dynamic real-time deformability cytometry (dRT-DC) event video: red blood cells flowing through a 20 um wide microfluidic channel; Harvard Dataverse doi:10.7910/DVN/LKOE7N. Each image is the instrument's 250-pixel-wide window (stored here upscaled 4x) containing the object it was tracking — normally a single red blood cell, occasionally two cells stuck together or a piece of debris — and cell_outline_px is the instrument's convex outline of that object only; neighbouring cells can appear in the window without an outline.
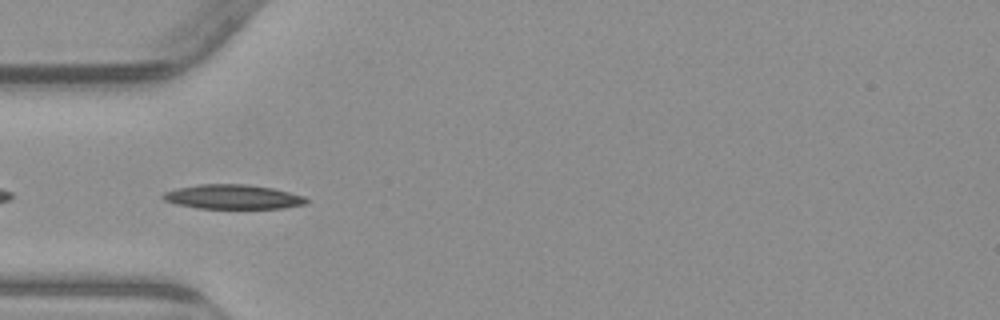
{"species": "common noctule bat (a hibernating species)", "species_latin": "Nyctalus noctula", "temperature_condition": "warm", "stored_images_in_passage": 25, "camera_frame_rate_fps": 3000, "um_per_image_px": 0.085, "animal": {"sex": "male", "body_mass_g": 23.1, "forearm_length_mm": 52.7}, "frame": {"image": 1, "passage_image": 3, "time_ms": 0.667, "image_size_px": [1000, 320], "cell_outline_px": [[308, 200], [304, 204], [284, 208], [200, 208], [176, 204], [164, 200], [160, 196], [164, 192], [176, 188], [200, 184], [248, 184], [272, 188], [304, 196]], "centroid_in_image_um": [19.76, 16.72], "position_along_channel_um": 65.2, "area_um2": 20.29}}
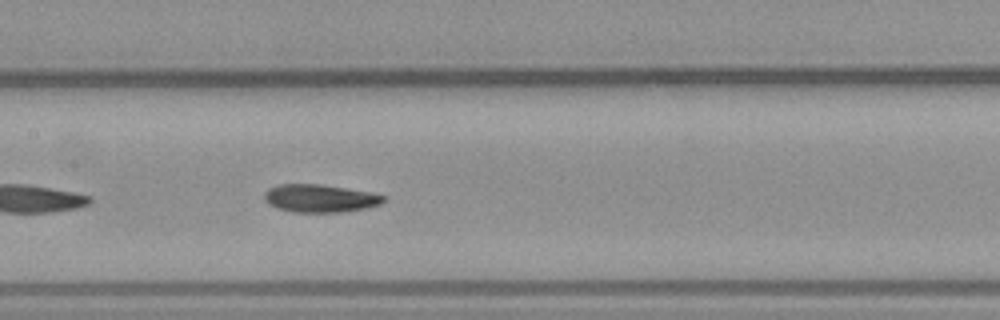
{"frame": {"image": 2, "passage_image": 12, "time_ms": 3.667, "image_size_px": [1000, 320], "cell_outline_px": [[388, 196], [380, 204], [368, 208], [344, 212], [292, 212], [276, 208], [268, 204], [264, 200], [264, 192], [268, 188], [280, 184], [320, 184], [372, 192]], "centroid_in_image_um": [27.2, 16.86], "position_along_channel_um": 180.2, "area_um2": 19.65}}
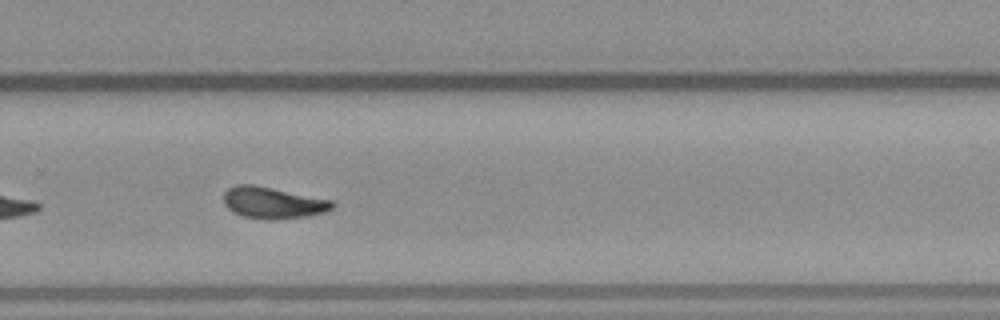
{"frame": {"image": 3, "passage_image": 22, "time_ms": 7.0, "image_size_px": [1000, 320], "cell_outline_px": [[336, 204], [332, 208], [324, 212], [308, 216], [272, 220], [268, 220], [244, 216], [228, 208], [224, 204], [224, 192], [228, 188], [236, 184], [256, 184], [332, 200]], "centroid_in_image_um": [23.21, 17.22], "position_along_channel_um": 306.6, "area_um2": 20.06}}